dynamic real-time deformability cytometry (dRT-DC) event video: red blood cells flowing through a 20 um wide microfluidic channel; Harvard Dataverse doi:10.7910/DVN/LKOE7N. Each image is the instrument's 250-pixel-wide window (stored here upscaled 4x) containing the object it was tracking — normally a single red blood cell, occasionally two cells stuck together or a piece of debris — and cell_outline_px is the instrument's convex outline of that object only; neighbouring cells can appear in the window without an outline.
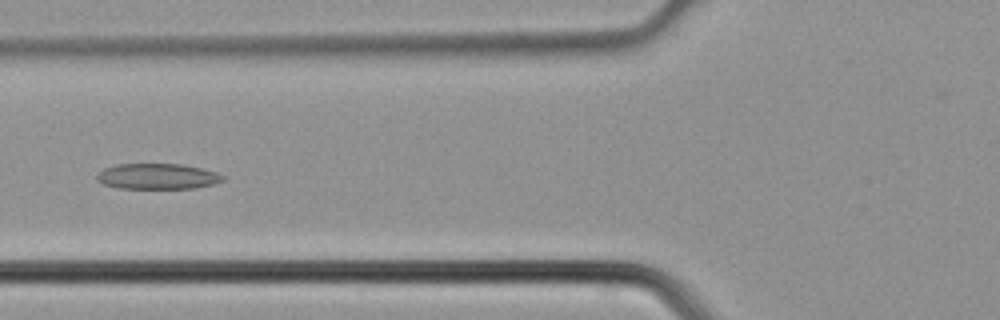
{"species": "common noctule bat (a hibernating species)", "species_latin": "Nyctalus noctula", "temperature_condition": "cold", "stored_images_in_passage": 3, "camera_frame_rate_fps": 3000, "um_per_image_px": 0.085, "animal": {"sex": "male", "body_mass_g": 21.5, "forearm_length_mm": 52.0}, "frame": {"image": 1, "passage_image": 3, "time_ms": 0.667, "image_size_px": [1000, 320], "cell_outline_px": [[224, 180], [212, 184], [196, 188], [120, 188], [104, 184], [96, 180], [96, 176], [104, 168], [116, 164], [184, 164], [216, 172], [224, 176]], "centroid_in_image_um": [13.38, 14.98], "position_along_channel_um": 112.4, "area_um2": 18.73}}